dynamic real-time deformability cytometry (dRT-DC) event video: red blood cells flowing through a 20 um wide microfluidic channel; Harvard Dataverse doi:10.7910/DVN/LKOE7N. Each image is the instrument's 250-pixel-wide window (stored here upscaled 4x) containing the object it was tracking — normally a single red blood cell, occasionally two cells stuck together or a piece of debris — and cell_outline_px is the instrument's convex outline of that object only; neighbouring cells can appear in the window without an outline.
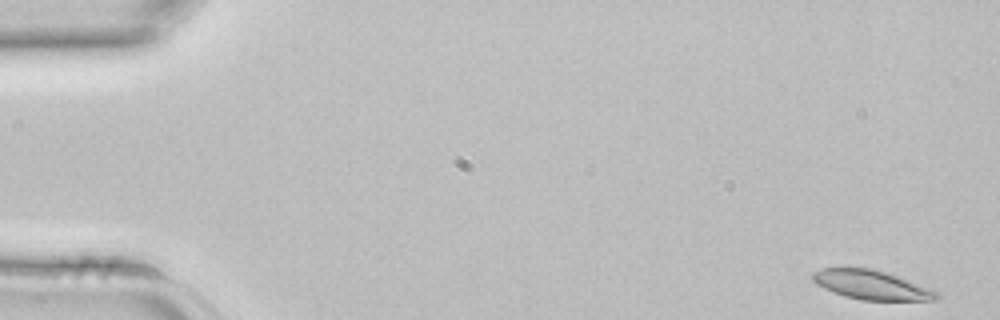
{"species": "common noctule bat (a hibernating species)", "species_latin": "Nyctalus noctula", "temperature_condition": "room temperature", "stored_images_in_passage": 4, "camera_frame_rate_fps": 3000, "um_per_image_px": 0.085, "animal": {"sex": "female", "body_mass_g": 22.7, "forearm_length_mm": 54.2}, "frame": {"image": 1, "passage_image": 1, "time_ms": 0.0, "image_size_px": [1000, 320], "cell_outline_px": [[940, 296], [936, 300], [860, 300], [844, 296], [832, 292], [816, 284], [812, 280], [812, 272], [820, 268], [872, 268], [896, 276], [928, 288], [936, 292]], "centroid_in_image_um": [73.99, 24.22], "position_along_channel_um": 11.0, "area_um2": 20.81}}